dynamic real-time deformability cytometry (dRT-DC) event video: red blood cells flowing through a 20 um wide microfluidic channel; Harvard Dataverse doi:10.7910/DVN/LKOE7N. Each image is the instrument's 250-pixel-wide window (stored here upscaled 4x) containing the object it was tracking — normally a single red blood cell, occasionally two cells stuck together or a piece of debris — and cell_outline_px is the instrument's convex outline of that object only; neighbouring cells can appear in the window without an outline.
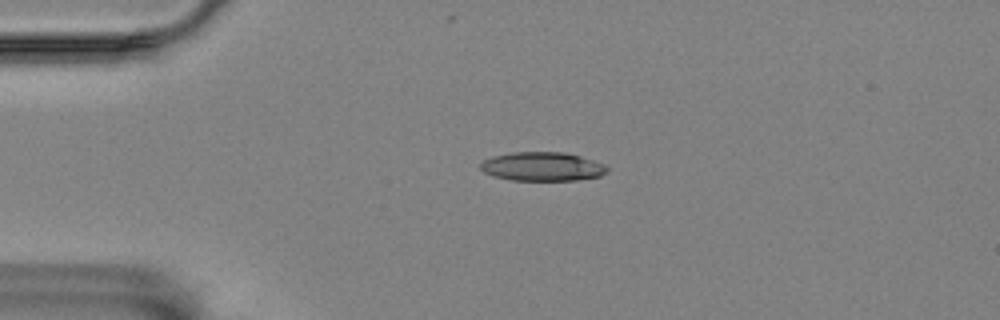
{"species": "Egyptian fruit bat (a non-hibernating species)", "species_latin": "Rousettus aegyptiacus", "temperature_condition": "room temperature", "stored_images_in_passage": 3, "camera_frame_rate_fps": 3000, "um_per_image_px": 0.085, "animal": {"sex": "female"}, "frame": {"image": 1, "passage_image": 3, "time_ms": 2.333, "image_size_px": [1000, 320], "cell_outline_px": [[608, 172], [600, 176], [576, 180], [512, 180], [492, 176], [484, 172], [480, 168], [480, 164], [484, 160], [492, 156], [512, 152], [564, 152], [580, 156], [604, 164], [608, 168]], "centroid_in_image_um": [46.09, 14.15], "position_along_channel_um": 38.9, "area_um2": 21.33}}